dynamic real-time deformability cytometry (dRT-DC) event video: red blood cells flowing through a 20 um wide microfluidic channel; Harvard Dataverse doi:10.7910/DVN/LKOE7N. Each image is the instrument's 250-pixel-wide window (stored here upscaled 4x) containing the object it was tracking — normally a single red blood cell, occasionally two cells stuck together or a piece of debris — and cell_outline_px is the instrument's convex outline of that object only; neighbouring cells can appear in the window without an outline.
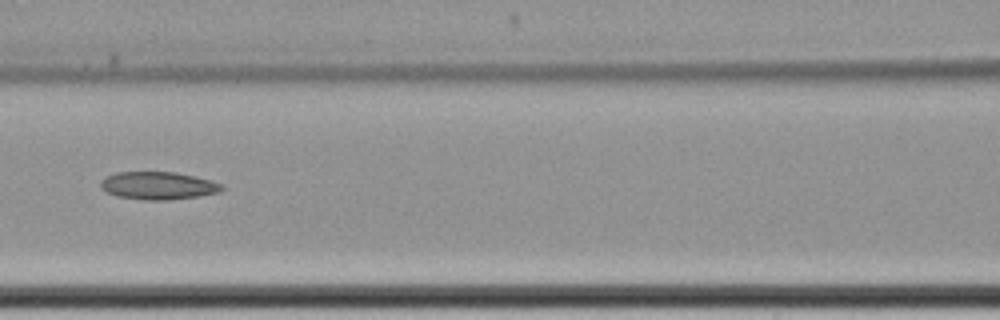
{"species": "common noctule bat (a hibernating species)", "species_latin": "Nyctalus noctula", "temperature_condition": "cold", "stored_images_in_passage": 11, "camera_frame_rate_fps": 3000, "um_per_image_px": 0.085, "animal": {"sex": "female", "body_mass_g": 22.7, "forearm_length_mm": 54.2}, "frame": {"image": 1, "passage_image": 8, "time_ms": 10.0, "image_size_px": [1000, 320], "cell_outline_px": [[224, 188], [220, 192], [200, 196], [168, 200], [144, 200], [116, 196], [104, 192], [100, 188], [100, 180], [116, 172], [176, 172], [196, 176], [212, 180], [224, 184]], "centroid_in_image_um": [13.46, 15.78], "position_along_channel_um": 153.1, "area_um2": 19.94}}
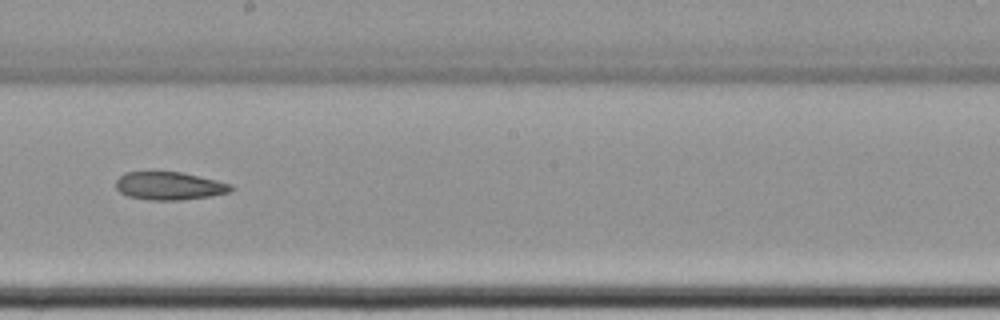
{"frame": {"image": 2, "passage_image": 10, "time_ms": 12.333, "image_size_px": [1000, 320], "cell_outline_px": [[236, 188], [232, 192], [212, 196], [180, 200], [148, 200], [128, 196], [120, 192], [116, 188], [116, 180], [124, 172], [180, 172], [216, 180], [232, 184]], "centroid_in_image_um": [14.43, 15.81], "position_along_channel_um": 233.8, "area_um2": 18.9}}
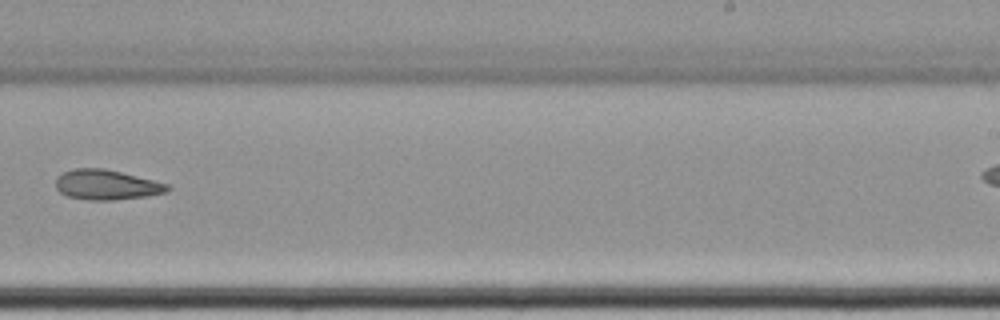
{"frame": {"image": 3, "passage_image": 11, "time_ms": 13.667, "image_size_px": [1000, 320], "cell_outline_px": [[172, 188], [168, 192], [148, 196], [112, 200], [88, 200], [68, 196], [60, 192], [56, 188], [56, 176], [72, 168], [104, 168], [168, 184]], "centroid_in_image_um": [9.05, 15.71], "position_along_channel_um": 280.0, "area_um2": 19.54}}